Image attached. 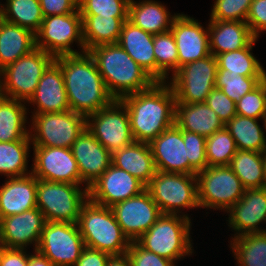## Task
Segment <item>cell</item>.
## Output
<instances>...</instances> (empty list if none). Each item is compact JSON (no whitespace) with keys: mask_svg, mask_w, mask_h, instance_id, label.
Instances as JSON below:
<instances>
[{"mask_svg":"<svg viewBox=\"0 0 266 266\" xmlns=\"http://www.w3.org/2000/svg\"><path fill=\"white\" fill-rule=\"evenodd\" d=\"M45 222L43 213L37 207L0 219V246L26 249L27 245L33 244L35 251Z\"/></svg>","mask_w":266,"mask_h":266,"instance_id":"ac0fdd59","label":"cell"},{"mask_svg":"<svg viewBox=\"0 0 266 266\" xmlns=\"http://www.w3.org/2000/svg\"><path fill=\"white\" fill-rule=\"evenodd\" d=\"M37 207V178L31 173L7 178L0 187V219Z\"/></svg>","mask_w":266,"mask_h":266,"instance_id":"cb8c5ba5","label":"cell"},{"mask_svg":"<svg viewBox=\"0 0 266 266\" xmlns=\"http://www.w3.org/2000/svg\"><path fill=\"white\" fill-rule=\"evenodd\" d=\"M209 50L215 57L221 53L247 47L255 37L246 22L209 20Z\"/></svg>","mask_w":266,"mask_h":266,"instance_id":"d4e9b609","label":"cell"},{"mask_svg":"<svg viewBox=\"0 0 266 266\" xmlns=\"http://www.w3.org/2000/svg\"><path fill=\"white\" fill-rule=\"evenodd\" d=\"M85 51L117 43L128 16L81 15Z\"/></svg>","mask_w":266,"mask_h":266,"instance_id":"4dcf8cb0","label":"cell"},{"mask_svg":"<svg viewBox=\"0 0 266 266\" xmlns=\"http://www.w3.org/2000/svg\"><path fill=\"white\" fill-rule=\"evenodd\" d=\"M63 72L70 110L87 117L109 106L115 99L108 92L96 63L88 51L54 59Z\"/></svg>","mask_w":266,"mask_h":266,"instance_id":"6da1fadb","label":"cell"},{"mask_svg":"<svg viewBox=\"0 0 266 266\" xmlns=\"http://www.w3.org/2000/svg\"><path fill=\"white\" fill-rule=\"evenodd\" d=\"M78 227L86 247L112 255H123L131 241L123 233L111 207L88 201L82 206Z\"/></svg>","mask_w":266,"mask_h":266,"instance_id":"277c9868","label":"cell"},{"mask_svg":"<svg viewBox=\"0 0 266 266\" xmlns=\"http://www.w3.org/2000/svg\"><path fill=\"white\" fill-rule=\"evenodd\" d=\"M3 20L25 27L36 33L42 24L43 14L39 0H6Z\"/></svg>","mask_w":266,"mask_h":266,"instance_id":"74e56055","label":"cell"},{"mask_svg":"<svg viewBox=\"0 0 266 266\" xmlns=\"http://www.w3.org/2000/svg\"><path fill=\"white\" fill-rule=\"evenodd\" d=\"M33 149L31 173L37 179L84 184L71 148L33 146Z\"/></svg>","mask_w":266,"mask_h":266,"instance_id":"2e32d148","label":"cell"},{"mask_svg":"<svg viewBox=\"0 0 266 266\" xmlns=\"http://www.w3.org/2000/svg\"><path fill=\"white\" fill-rule=\"evenodd\" d=\"M252 0H215L209 20L246 22Z\"/></svg>","mask_w":266,"mask_h":266,"instance_id":"ee69618b","label":"cell"},{"mask_svg":"<svg viewBox=\"0 0 266 266\" xmlns=\"http://www.w3.org/2000/svg\"><path fill=\"white\" fill-rule=\"evenodd\" d=\"M266 112V79L236 102L237 115L263 119Z\"/></svg>","mask_w":266,"mask_h":266,"instance_id":"b9f144b4","label":"cell"},{"mask_svg":"<svg viewBox=\"0 0 266 266\" xmlns=\"http://www.w3.org/2000/svg\"><path fill=\"white\" fill-rule=\"evenodd\" d=\"M111 209L123 233L130 241L139 239L162 215L147 189L114 204Z\"/></svg>","mask_w":266,"mask_h":266,"instance_id":"9a60e30c","label":"cell"},{"mask_svg":"<svg viewBox=\"0 0 266 266\" xmlns=\"http://www.w3.org/2000/svg\"><path fill=\"white\" fill-rule=\"evenodd\" d=\"M86 128L111 154L135 142L128 110L120 100L88 115Z\"/></svg>","mask_w":266,"mask_h":266,"instance_id":"4fadbf2b","label":"cell"},{"mask_svg":"<svg viewBox=\"0 0 266 266\" xmlns=\"http://www.w3.org/2000/svg\"><path fill=\"white\" fill-rule=\"evenodd\" d=\"M205 146L208 166L229 165L237 152L235 140L226 127L206 137Z\"/></svg>","mask_w":266,"mask_h":266,"instance_id":"ab89813d","label":"cell"},{"mask_svg":"<svg viewBox=\"0 0 266 266\" xmlns=\"http://www.w3.org/2000/svg\"><path fill=\"white\" fill-rule=\"evenodd\" d=\"M264 79H266V77H245L224 69H218L215 79V88L221 89L236 103Z\"/></svg>","mask_w":266,"mask_h":266,"instance_id":"60d3db41","label":"cell"},{"mask_svg":"<svg viewBox=\"0 0 266 266\" xmlns=\"http://www.w3.org/2000/svg\"><path fill=\"white\" fill-rule=\"evenodd\" d=\"M35 37L36 48L51 54L54 58L85 52L82 18L78 9L70 14L44 17ZM74 41L80 45L81 52L71 48Z\"/></svg>","mask_w":266,"mask_h":266,"instance_id":"8fae6325","label":"cell"},{"mask_svg":"<svg viewBox=\"0 0 266 266\" xmlns=\"http://www.w3.org/2000/svg\"><path fill=\"white\" fill-rule=\"evenodd\" d=\"M257 40L255 38L245 48L217 55L218 69H224L245 77H266L265 69L251 53Z\"/></svg>","mask_w":266,"mask_h":266,"instance_id":"e575fe53","label":"cell"},{"mask_svg":"<svg viewBox=\"0 0 266 266\" xmlns=\"http://www.w3.org/2000/svg\"><path fill=\"white\" fill-rule=\"evenodd\" d=\"M246 23L257 39L259 33L266 31V0H252Z\"/></svg>","mask_w":266,"mask_h":266,"instance_id":"c3c4849f","label":"cell"},{"mask_svg":"<svg viewBox=\"0 0 266 266\" xmlns=\"http://www.w3.org/2000/svg\"><path fill=\"white\" fill-rule=\"evenodd\" d=\"M258 120L236 115L225 124L226 129L235 140L237 149L262 153L266 151L265 132L258 124Z\"/></svg>","mask_w":266,"mask_h":266,"instance_id":"d6a6232c","label":"cell"},{"mask_svg":"<svg viewBox=\"0 0 266 266\" xmlns=\"http://www.w3.org/2000/svg\"><path fill=\"white\" fill-rule=\"evenodd\" d=\"M175 124L188 132L204 137L225 127L216 112L206 102L198 104L175 103Z\"/></svg>","mask_w":266,"mask_h":266,"instance_id":"4316f807","label":"cell"},{"mask_svg":"<svg viewBox=\"0 0 266 266\" xmlns=\"http://www.w3.org/2000/svg\"><path fill=\"white\" fill-rule=\"evenodd\" d=\"M31 121L32 146L71 148L86 129V117L72 110L33 114Z\"/></svg>","mask_w":266,"mask_h":266,"instance_id":"30bf717a","label":"cell"},{"mask_svg":"<svg viewBox=\"0 0 266 266\" xmlns=\"http://www.w3.org/2000/svg\"><path fill=\"white\" fill-rule=\"evenodd\" d=\"M156 171L189 174L187 148L183 130L176 124L164 130L149 143Z\"/></svg>","mask_w":266,"mask_h":266,"instance_id":"44dd1931","label":"cell"},{"mask_svg":"<svg viewBox=\"0 0 266 266\" xmlns=\"http://www.w3.org/2000/svg\"><path fill=\"white\" fill-rule=\"evenodd\" d=\"M88 52L115 100L147 90L156 82L118 43L97 46Z\"/></svg>","mask_w":266,"mask_h":266,"instance_id":"3957f363","label":"cell"},{"mask_svg":"<svg viewBox=\"0 0 266 266\" xmlns=\"http://www.w3.org/2000/svg\"><path fill=\"white\" fill-rule=\"evenodd\" d=\"M106 266H132L129 256L123 255H112L107 260Z\"/></svg>","mask_w":266,"mask_h":266,"instance_id":"db71d44e","label":"cell"},{"mask_svg":"<svg viewBox=\"0 0 266 266\" xmlns=\"http://www.w3.org/2000/svg\"><path fill=\"white\" fill-rule=\"evenodd\" d=\"M217 58L209 56L181 66L170 78L176 103L198 104L206 101L215 88Z\"/></svg>","mask_w":266,"mask_h":266,"instance_id":"7c38bea8","label":"cell"},{"mask_svg":"<svg viewBox=\"0 0 266 266\" xmlns=\"http://www.w3.org/2000/svg\"><path fill=\"white\" fill-rule=\"evenodd\" d=\"M85 247L77 223L46 221L36 250L55 266H74Z\"/></svg>","mask_w":266,"mask_h":266,"instance_id":"5bb4252c","label":"cell"},{"mask_svg":"<svg viewBox=\"0 0 266 266\" xmlns=\"http://www.w3.org/2000/svg\"><path fill=\"white\" fill-rule=\"evenodd\" d=\"M146 185L125 170L113 164L88 188L89 200L95 204L112 207L118 202L138 195Z\"/></svg>","mask_w":266,"mask_h":266,"instance_id":"e0dca14e","label":"cell"},{"mask_svg":"<svg viewBox=\"0 0 266 266\" xmlns=\"http://www.w3.org/2000/svg\"><path fill=\"white\" fill-rule=\"evenodd\" d=\"M37 105L33 114L70 110L61 67L53 61L43 72L34 94L27 101Z\"/></svg>","mask_w":266,"mask_h":266,"instance_id":"603a6c76","label":"cell"},{"mask_svg":"<svg viewBox=\"0 0 266 266\" xmlns=\"http://www.w3.org/2000/svg\"><path fill=\"white\" fill-rule=\"evenodd\" d=\"M146 189L162 214H179L181 208H199L196 175L156 171Z\"/></svg>","mask_w":266,"mask_h":266,"instance_id":"9c48e42d","label":"cell"},{"mask_svg":"<svg viewBox=\"0 0 266 266\" xmlns=\"http://www.w3.org/2000/svg\"><path fill=\"white\" fill-rule=\"evenodd\" d=\"M245 189L264 187L263 153L237 149L229 164Z\"/></svg>","mask_w":266,"mask_h":266,"instance_id":"836d02e7","label":"cell"},{"mask_svg":"<svg viewBox=\"0 0 266 266\" xmlns=\"http://www.w3.org/2000/svg\"><path fill=\"white\" fill-rule=\"evenodd\" d=\"M196 180L200 208L227 211L245 192L229 165L207 166L196 174Z\"/></svg>","mask_w":266,"mask_h":266,"instance_id":"ba28073f","label":"cell"},{"mask_svg":"<svg viewBox=\"0 0 266 266\" xmlns=\"http://www.w3.org/2000/svg\"><path fill=\"white\" fill-rule=\"evenodd\" d=\"M28 259L25 249L0 246V266H28Z\"/></svg>","mask_w":266,"mask_h":266,"instance_id":"f907efd6","label":"cell"},{"mask_svg":"<svg viewBox=\"0 0 266 266\" xmlns=\"http://www.w3.org/2000/svg\"><path fill=\"white\" fill-rule=\"evenodd\" d=\"M110 256L106 252L85 247L74 266H106Z\"/></svg>","mask_w":266,"mask_h":266,"instance_id":"816d5d0a","label":"cell"},{"mask_svg":"<svg viewBox=\"0 0 266 266\" xmlns=\"http://www.w3.org/2000/svg\"><path fill=\"white\" fill-rule=\"evenodd\" d=\"M54 59L51 54L35 48L29 54L5 66L0 70L2 96L27 102L34 94L43 72Z\"/></svg>","mask_w":266,"mask_h":266,"instance_id":"52a82bcc","label":"cell"},{"mask_svg":"<svg viewBox=\"0 0 266 266\" xmlns=\"http://www.w3.org/2000/svg\"><path fill=\"white\" fill-rule=\"evenodd\" d=\"M191 220L187 214H162L136 242L173 262L192 255Z\"/></svg>","mask_w":266,"mask_h":266,"instance_id":"5b68a950","label":"cell"},{"mask_svg":"<svg viewBox=\"0 0 266 266\" xmlns=\"http://www.w3.org/2000/svg\"><path fill=\"white\" fill-rule=\"evenodd\" d=\"M170 31L178 50V69L210 55L208 26L204 29L198 20L177 13Z\"/></svg>","mask_w":266,"mask_h":266,"instance_id":"d6986e66","label":"cell"},{"mask_svg":"<svg viewBox=\"0 0 266 266\" xmlns=\"http://www.w3.org/2000/svg\"><path fill=\"white\" fill-rule=\"evenodd\" d=\"M81 180L89 188L112 164V154L86 128L71 147Z\"/></svg>","mask_w":266,"mask_h":266,"instance_id":"7402d4cb","label":"cell"},{"mask_svg":"<svg viewBox=\"0 0 266 266\" xmlns=\"http://www.w3.org/2000/svg\"><path fill=\"white\" fill-rule=\"evenodd\" d=\"M206 104L216 112L223 124H227L236 113V103L221 89L214 88L206 99Z\"/></svg>","mask_w":266,"mask_h":266,"instance_id":"bcb514c9","label":"cell"},{"mask_svg":"<svg viewBox=\"0 0 266 266\" xmlns=\"http://www.w3.org/2000/svg\"><path fill=\"white\" fill-rule=\"evenodd\" d=\"M263 164H264V187L266 188V151L263 152Z\"/></svg>","mask_w":266,"mask_h":266,"instance_id":"11a10c76","label":"cell"},{"mask_svg":"<svg viewBox=\"0 0 266 266\" xmlns=\"http://www.w3.org/2000/svg\"><path fill=\"white\" fill-rule=\"evenodd\" d=\"M154 56L156 61V82H166L178 70V50L171 31L154 35Z\"/></svg>","mask_w":266,"mask_h":266,"instance_id":"f35d334b","label":"cell"},{"mask_svg":"<svg viewBox=\"0 0 266 266\" xmlns=\"http://www.w3.org/2000/svg\"><path fill=\"white\" fill-rule=\"evenodd\" d=\"M262 120L264 122V125L263 126H264V128L266 130V112H265V115L263 116V119Z\"/></svg>","mask_w":266,"mask_h":266,"instance_id":"6f0895ef","label":"cell"},{"mask_svg":"<svg viewBox=\"0 0 266 266\" xmlns=\"http://www.w3.org/2000/svg\"><path fill=\"white\" fill-rule=\"evenodd\" d=\"M166 6L153 0L129 1L128 20L152 35L170 31L174 18Z\"/></svg>","mask_w":266,"mask_h":266,"instance_id":"f1b7e54d","label":"cell"},{"mask_svg":"<svg viewBox=\"0 0 266 266\" xmlns=\"http://www.w3.org/2000/svg\"><path fill=\"white\" fill-rule=\"evenodd\" d=\"M183 142L187 148L189 160V175H196L207 166L206 137L183 130Z\"/></svg>","mask_w":266,"mask_h":266,"instance_id":"7bdbcfd3","label":"cell"},{"mask_svg":"<svg viewBox=\"0 0 266 266\" xmlns=\"http://www.w3.org/2000/svg\"><path fill=\"white\" fill-rule=\"evenodd\" d=\"M27 102L0 97V142L31 140L27 130Z\"/></svg>","mask_w":266,"mask_h":266,"instance_id":"1f68e13d","label":"cell"},{"mask_svg":"<svg viewBox=\"0 0 266 266\" xmlns=\"http://www.w3.org/2000/svg\"><path fill=\"white\" fill-rule=\"evenodd\" d=\"M28 266H55L50 260L45 256L40 254L37 250L35 253L29 255Z\"/></svg>","mask_w":266,"mask_h":266,"instance_id":"f5cc1de1","label":"cell"},{"mask_svg":"<svg viewBox=\"0 0 266 266\" xmlns=\"http://www.w3.org/2000/svg\"><path fill=\"white\" fill-rule=\"evenodd\" d=\"M228 226L235 231L234 238L250 233L266 232L258 227L266 223V188L245 189L244 195L227 211Z\"/></svg>","mask_w":266,"mask_h":266,"instance_id":"ffe728a7","label":"cell"},{"mask_svg":"<svg viewBox=\"0 0 266 266\" xmlns=\"http://www.w3.org/2000/svg\"><path fill=\"white\" fill-rule=\"evenodd\" d=\"M230 242L238 266H266V232L232 237Z\"/></svg>","mask_w":266,"mask_h":266,"instance_id":"d590c367","label":"cell"},{"mask_svg":"<svg viewBox=\"0 0 266 266\" xmlns=\"http://www.w3.org/2000/svg\"><path fill=\"white\" fill-rule=\"evenodd\" d=\"M130 0H78L81 15L128 16Z\"/></svg>","mask_w":266,"mask_h":266,"instance_id":"f6af8a7d","label":"cell"},{"mask_svg":"<svg viewBox=\"0 0 266 266\" xmlns=\"http://www.w3.org/2000/svg\"><path fill=\"white\" fill-rule=\"evenodd\" d=\"M126 254L132 266H175V262L145 250L136 241H131Z\"/></svg>","mask_w":266,"mask_h":266,"instance_id":"7dc6e473","label":"cell"},{"mask_svg":"<svg viewBox=\"0 0 266 266\" xmlns=\"http://www.w3.org/2000/svg\"><path fill=\"white\" fill-rule=\"evenodd\" d=\"M112 164L147 185L156 173L149 143L133 142L112 153Z\"/></svg>","mask_w":266,"mask_h":266,"instance_id":"83f0119b","label":"cell"},{"mask_svg":"<svg viewBox=\"0 0 266 266\" xmlns=\"http://www.w3.org/2000/svg\"><path fill=\"white\" fill-rule=\"evenodd\" d=\"M64 182L37 179V208L47 222L77 223L88 201V188Z\"/></svg>","mask_w":266,"mask_h":266,"instance_id":"8992f818","label":"cell"},{"mask_svg":"<svg viewBox=\"0 0 266 266\" xmlns=\"http://www.w3.org/2000/svg\"><path fill=\"white\" fill-rule=\"evenodd\" d=\"M31 140L0 142V174L7 178L31 174L28 170V157Z\"/></svg>","mask_w":266,"mask_h":266,"instance_id":"8d00e7d4","label":"cell"},{"mask_svg":"<svg viewBox=\"0 0 266 266\" xmlns=\"http://www.w3.org/2000/svg\"><path fill=\"white\" fill-rule=\"evenodd\" d=\"M128 110L135 142L150 143L175 124V94L166 82H155L149 89L120 99Z\"/></svg>","mask_w":266,"mask_h":266,"instance_id":"7a4b0ae2","label":"cell"},{"mask_svg":"<svg viewBox=\"0 0 266 266\" xmlns=\"http://www.w3.org/2000/svg\"><path fill=\"white\" fill-rule=\"evenodd\" d=\"M154 35L137 27L128 19L123 23L118 44L156 81Z\"/></svg>","mask_w":266,"mask_h":266,"instance_id":"484cf974","label":"cell"},{"mask_svg":"<svg viewBox=\"0 0 266 266\" xmlns=\"http://www.w3.org/2000/svg\"><path fill=\"white\" fill-rule=\"evenodd\" d=\"M36 48L35 33L3 20L0 24V70Z\"/></svg>","mask_w":266,"mask_h":266,"instance_id":"f546056e","label":"cell"},{"mask_svg":"<svg viewBox=\"0 0 266 266\" xmlns=\"http://www.w3.org/2000/svg\"><path fill=\"white\" fill-rule=\"evenodd\" d=\"M2 21H3V4H0V24Z\"/></svg>","mask_w":266,"mask_h":266,"instance_id":"9f6ffc18","label":"cell"},{"mask_svg":"<svg viewBox=\"0 0 266 266\" xmlns=\"http://www.w3.org/2000/svg\"><path fill=\"white\" fill-rule=\"evenodd\" d=\"M43 17L64 15L78 9V0H39Z\"/></svg>","mask_w":266,"mask_h":266,"instance_id":"681fc988","label":"cell"}]
</instances>
